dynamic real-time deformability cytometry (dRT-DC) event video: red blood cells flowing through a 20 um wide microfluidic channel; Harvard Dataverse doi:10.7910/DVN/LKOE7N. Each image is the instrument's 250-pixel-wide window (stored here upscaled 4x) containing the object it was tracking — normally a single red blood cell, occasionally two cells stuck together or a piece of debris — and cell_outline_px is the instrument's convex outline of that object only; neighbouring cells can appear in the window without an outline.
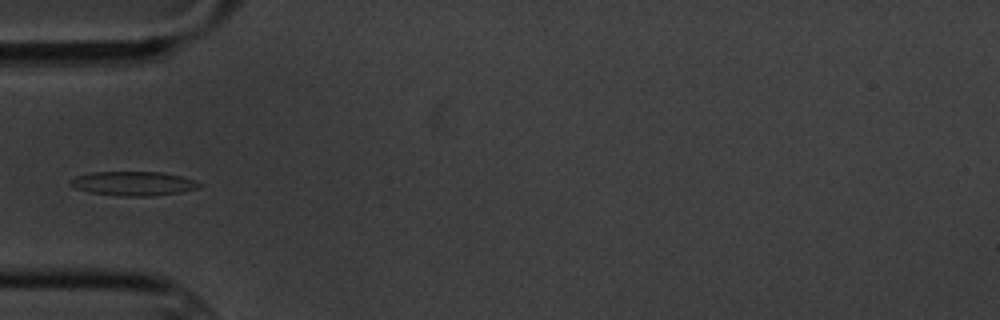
{"species": "common noctule bat (a hibernating species)", "species_latin": "Nyctalus noctula", "temperature_condition": "cold", "stored_images_in_passage": 10, "camera_frame_rate_fps": 3000, "um_per_image_px": 0.085, "animal": {"sex": "male", "body_mass_g": 20.1, "forearm_length_mm": 53.5}, "frame": {"image": 1, "passage_image": 5, "time_ms": 4.667, "image_size_px": [1000, 320], "cell_outline_px": [[204, 184], [200, 188], [180, 192], [152, 196], [124, 196], [88, 192], [76, 188], [68, 184], [68, 180], [76, 176], [92, 172], [164, 172], [180, 176]], "centroid_in_image_um": [11.32, 15.6], "position_along_channel_um": 73.7, "area_um2": 18.21}}
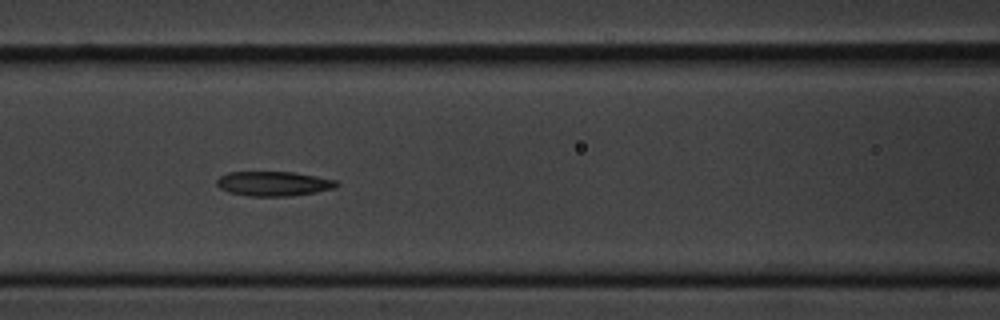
{"frame": {"image": 2, "passage_image": 7, "time_ms": 6.667, "image_size_px": [1000, 320], "cell_outline_px": [[340, 184], [336, 188], [316, 192], [288, 196], [248, 196], [228, 192], [220, 188], [216, 184], [216, 180], [220, 176], [228, 172], [296, 172], [336, 180]], "centroid_in_image_um": [23.26, 15.61], "position_along_channel_um": 143.3, "area_um2": 17.28}}
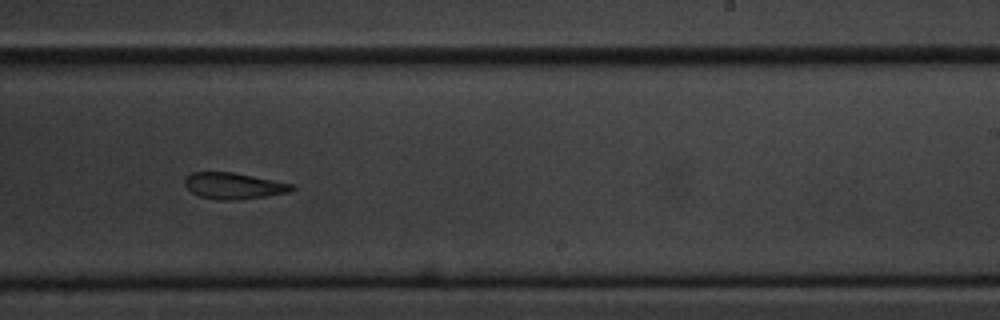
{"frame": {"image": 3, "passage_image": 10, "time_ms": 10.333, "image_size_px": [1000, 320], "cell_outline_px": [[296, 188], [288, 192], [264, 196], [236, 200], [220, 200], [200, 196], [192, 192], [184, 184], [184, 180], [192, 172], [232, 172], [292, 184]], "centroid_in_image_um": [19.84, 15.79], "position_along_channel_um": 269.2, "area_um2": 16.07}}